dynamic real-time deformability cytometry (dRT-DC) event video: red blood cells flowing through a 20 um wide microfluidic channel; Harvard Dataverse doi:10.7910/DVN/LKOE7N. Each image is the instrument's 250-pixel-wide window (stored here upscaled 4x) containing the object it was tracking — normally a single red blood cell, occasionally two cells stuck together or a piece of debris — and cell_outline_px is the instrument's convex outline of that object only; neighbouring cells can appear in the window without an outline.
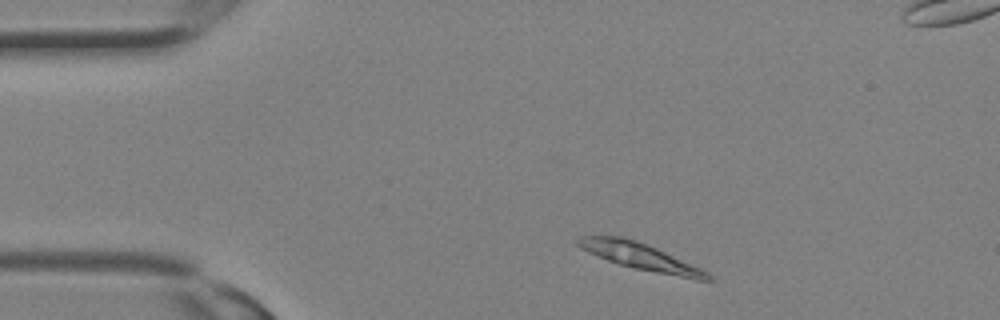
{"species": "Egyptian fruit bat (a non-hibernating species)", "species_latin": "Rousettus aegyptiacus", "temperature_condition": "room temperature", "stored_images_in_passage": 29, "segment_of_instrument_passage": [1, 2], "camera_frame_rate_fps": 3000, "um_per_image_px": 0.085, "animal": {"sex": "female"}, "frame": {"image": 1, "passage_image": 2, "time_ms": 0.333, "image_size_px": [1000, 320], "cell_outline_px": [[716, 280], [696, 280], [636, 268], [620, 264], [608, 260], [588, 252], [580, 248], [576, 244], [576, 240], [580, 236], [620, 236], [636, 240], [656, 248], [700, 268], [708, 272]], "centroid_in_image_um": [54.43, 21.8], "position_along_channel_um": 30.6, "area_um2": 19.83}}
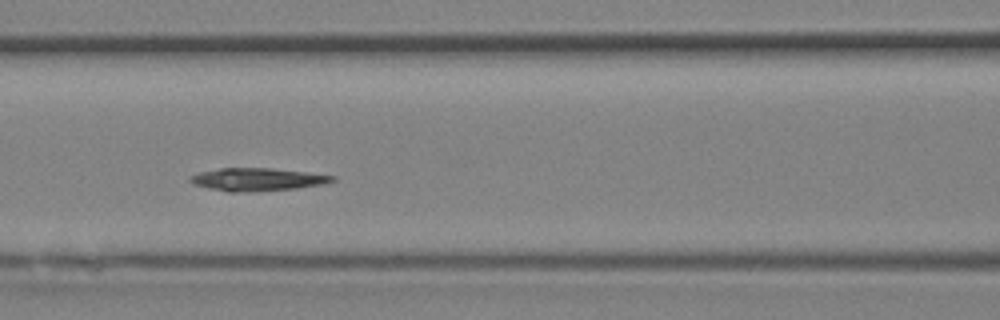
{"frame": {"image": 2, "passage_image": 10, "time_ms": 3.0, "image_size_px": [1000, 320], "cell_outline_px": [[336, 180], [324, 184], [296, 188], [244, 192], [228, 192], [208, 188], [192, 184], [188, 180], [188, 176], [200, 172], [220, 168], [272, 168], [336, 176]], "centroid_in_image_um": [21.82, 15.25], "position_along_channel_um": 144.8, "area_um2": 18.9}}
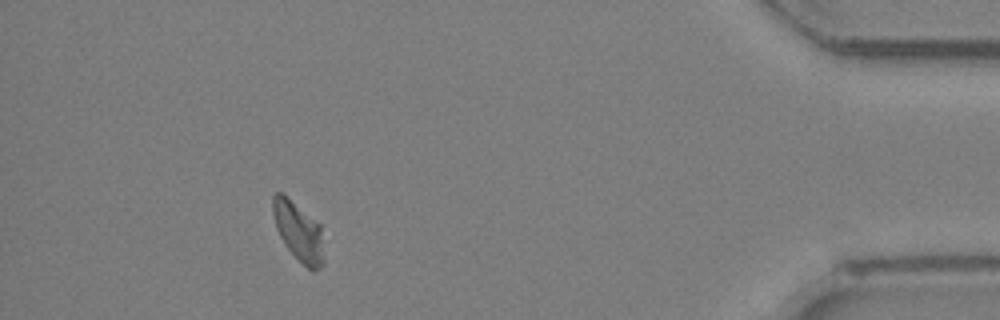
{"frame": {"image": 3, "passage_image": 25, "time_ms": 8.0, "image_size_px": [1000, 320], "cell_outline_px": [[324, 264], [320, 268], [312, 272], [284, 244], [276, 228], [272, 212], [272, 196], [276, 192], [284, 192], [320, 224], [324, 260]], "centroid_in_image_um": [25.36, 19.63], "position_along_channel_um": 409.8, "area_um2": 17.69}}